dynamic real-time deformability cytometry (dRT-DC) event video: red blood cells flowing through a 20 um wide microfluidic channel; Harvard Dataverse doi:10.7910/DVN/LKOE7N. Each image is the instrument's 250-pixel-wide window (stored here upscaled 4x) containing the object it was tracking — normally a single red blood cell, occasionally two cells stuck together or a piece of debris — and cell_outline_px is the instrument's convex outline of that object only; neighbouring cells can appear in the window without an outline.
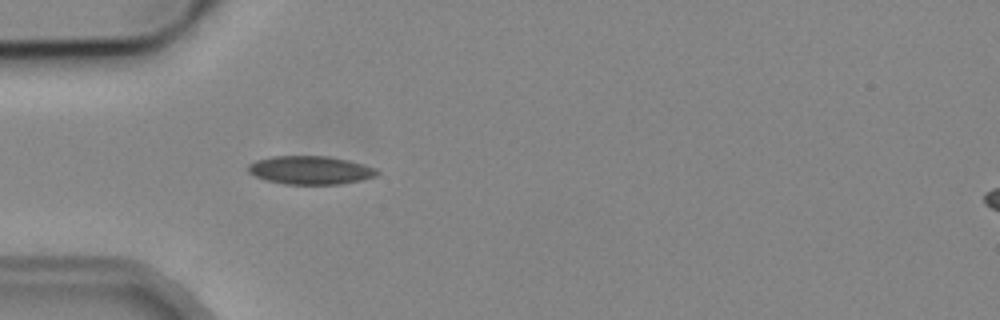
{"species": "common noctule bat (a hibernating species)", "species_latin": "Nyctalus noctula", "temperature_condition": "cold", "stored_images_in_passage": 2, "camera_frame_rate_fps": 3000, "um_per_image_px": 0.085, "animal": {"sex": "male", "body_mass_g": 19.2, "forearm_length_mm": 51.8}, "frame": {"image": 1, "passage_image": 2, "time_ms": 1.0, "image_size_px": [1000, 320], "cell_outline_px": [[380, 172], [376, 176], [360, 180], [340, 184], [284, 184], [268, 180], [256, 176], [248, 172], [248, 164], [256, 160], [272, 156], [328, 156], [348, 160], [364, 164], [376, 168]], "centroid_in_image_um": [26.39, 14.45], "position_along_channel_um": 58.6, "area_um2": 21.27}}